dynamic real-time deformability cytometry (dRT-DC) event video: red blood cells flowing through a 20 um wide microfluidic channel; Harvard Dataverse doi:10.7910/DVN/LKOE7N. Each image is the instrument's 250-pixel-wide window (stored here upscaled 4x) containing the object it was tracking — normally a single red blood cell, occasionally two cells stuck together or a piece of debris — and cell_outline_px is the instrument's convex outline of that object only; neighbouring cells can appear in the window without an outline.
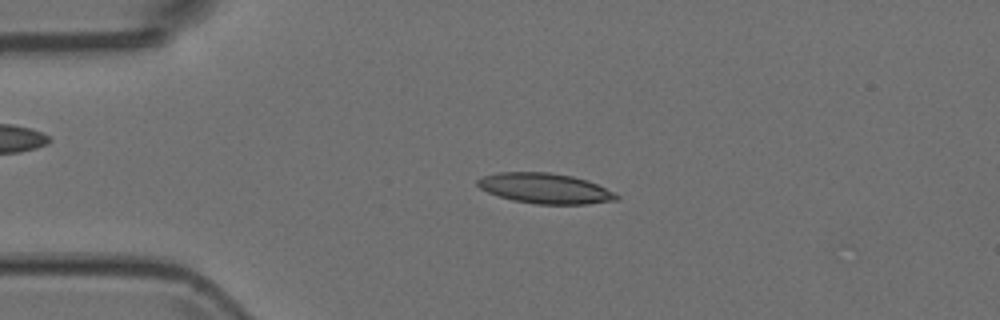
{"species": "Egyptian fruit bat (a non-hibernating species)", "species_latin": "Rousettus aegyptiacus", "temperature_condition": "room temperature", "stored_images_in_passage": 2, "camera_frame_rate_fps": 3000, "um_per_image_px": 0.085, "animal": {"sex": "female"}, "frame": {"image": 1, "passage_image": 2, "time_ms": 0.333, "image_size_px": [1000, 320], "cell_outline_px": [[620, 196], [616, 200], [584, 204], [536, 204], [512, 200], [488, 192], [480, 188], [476, 184], [476, 180], [484, 176], [496, 172], [548, 172], [572, 176], [588, 180]], "centroid_in_image_um": [46.29, 16.0], "position_along_channel_um": 38.7, "area_um2": 24.33}}